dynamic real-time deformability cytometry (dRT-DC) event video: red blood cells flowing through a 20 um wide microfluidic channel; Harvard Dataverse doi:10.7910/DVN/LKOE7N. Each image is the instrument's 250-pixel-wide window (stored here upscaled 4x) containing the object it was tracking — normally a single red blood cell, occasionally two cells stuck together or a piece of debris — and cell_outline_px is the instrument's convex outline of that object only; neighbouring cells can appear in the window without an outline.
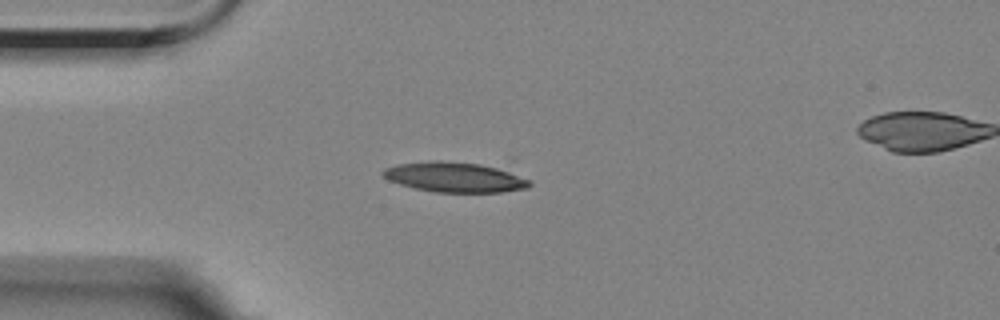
{"species": "Egyptian fruit bat (a non-hibernating species)", "species_latin": "Rousettus aegyptiacus", "temperature_condition": "room temperature", "stored_images_in_passage": 18, "camera_frame_rate_fps": 3000, "um_per_image_px": 0.085, "animal": {"sex": "female"}, "frame": {"image": 1, "passage_image": 15, "time_ms": 4.667, "image_size_px": [1000, 320], "cell_outline_px": [[532, 184], [528, 188], [500, 192], [436, 192], [416, 188], [400, 184], [388, 180], [380, 172], [384, 168], [396, 164], [428, 160], [440, 160], [480, 164], [504, 168], [532, 180]], "centroid_in_image_um": [38.69, 15.04], "position_along_channel_um": 46.3, "area_um2": 26.07}}